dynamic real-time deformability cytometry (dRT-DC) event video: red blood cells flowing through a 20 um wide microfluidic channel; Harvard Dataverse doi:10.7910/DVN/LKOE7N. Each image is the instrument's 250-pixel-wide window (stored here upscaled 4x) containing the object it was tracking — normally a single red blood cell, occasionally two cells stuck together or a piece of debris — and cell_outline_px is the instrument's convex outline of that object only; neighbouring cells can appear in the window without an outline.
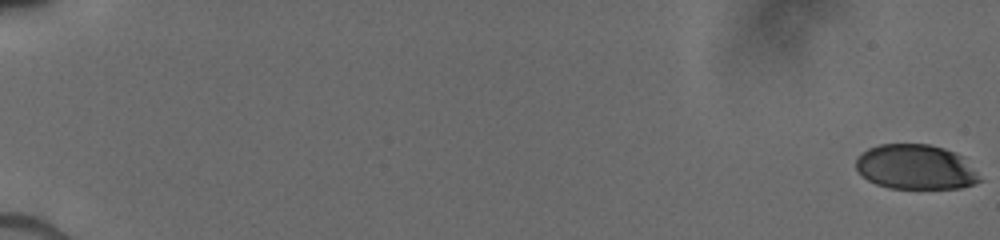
{"species": "human", "species_latin": "Homo sapiens", "temperature_condition": "cold", "stored_images_in_passage": 39, "camera_frame_rate_fps": 3000, "um_per_image_px": 0.085, "donor": {"sex": "male"}, "frame": {"image": 1, "passage_image": 1, "time_ms": 0.0, "image_size_px": [1000, 240], "cell_outline_px": [[984, 180], [960, 188], [888, 188], [876, 184], [868, 180], [856, 168], [856, 160], [860, 152], [868, 148], [880, 144], [928, 144], [944, 148], [960, 156]], "centroid_in_image_um": [77.79, 14.2], "position_along_channel_um": 7.2, "area_um2": 32.08}}
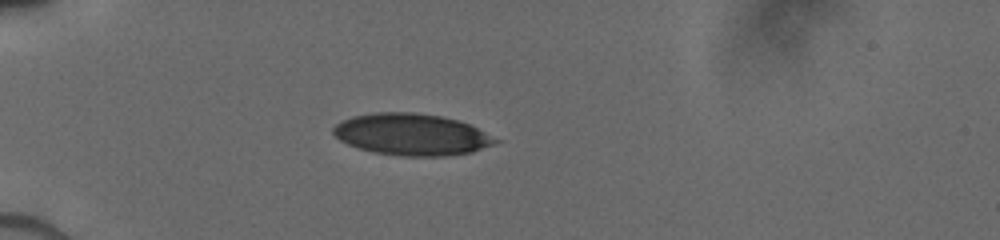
{"frame": {"image": 2, "passage_image": 31, "time_ms": 5.667, "image_size_px": [1000, 240], "cell_outline_px": [[500, 140], [492, 144], [472, 152], [448, 156], [400, 156], [372, 152], [348, 144], [340, 140], [332, 132], [332, 128], [340, 120], [352, 116], [376, 112], [412, 112], [440, 116], [456, 120], [468, 124]], "centroid_in_image_um": [34.94, 11.43], "position_along_channel_um": 50.1, "area_um2": 39.19}}
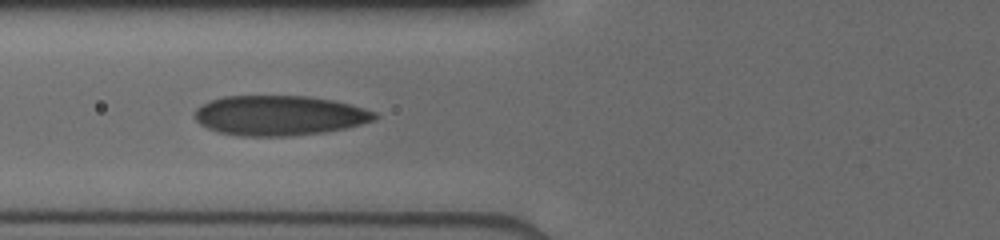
{"frame": {"image": 3, "passage_image": 38, "time_ms": 7.667, "image_size_px": [1000, 240], "cell_outline_px": [[380, 116], [372, 120], [348, 128], [324, 132], [288, 136], [236, 136], [220, 132], [208, 128], [200, 124], [192, 116], [192, 112], [200, 104], [224, 96], [308, 96], [332, 100], [364, 108], [376, 112]], "centroid_in_image_um": [23.7, 9.82], "position_along_channel_um": 102.1, "area_um2": 42.08}}